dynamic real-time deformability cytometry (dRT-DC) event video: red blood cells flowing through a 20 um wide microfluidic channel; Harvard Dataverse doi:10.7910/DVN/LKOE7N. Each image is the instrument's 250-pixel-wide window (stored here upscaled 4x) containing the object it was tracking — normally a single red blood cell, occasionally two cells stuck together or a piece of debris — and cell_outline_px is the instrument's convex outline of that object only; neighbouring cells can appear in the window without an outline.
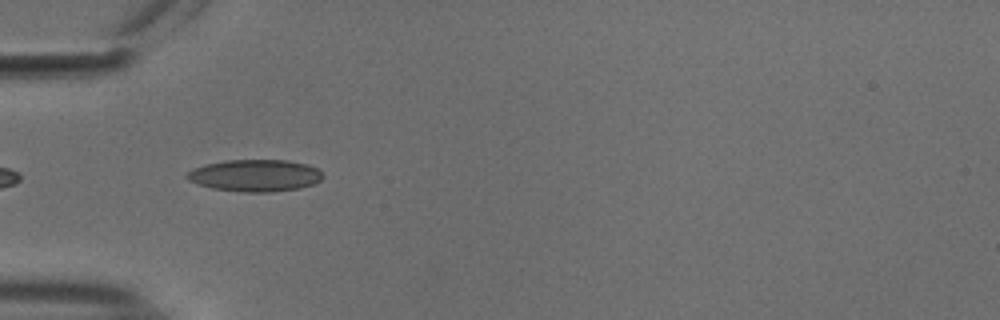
{"species": "common noctule bat (a hibernating species)", "species_latin": "Nyctalus noctula", "temperature_condition": "cold", "stored_images_in_passage": 5, "camera_frame_rate_fps": 3000, "um_per_image_px": 0.085, "animal": {"sex": "male", "body_mass_g": 18.8}, "frame": {"image": 1, "passage_image": 2, "time_ms": 0.333, "image_size_px": [1000, 320], "cell_outline_px": [[324, 176], [316, 184], [300, 188], [272, 192], [244, 192], [212, 188], [196, 184], [188, 180], [184, 176], [192, 168], [204, 164], [228, 160], [288, 160], [308, 164], [316, 168]], "centroid_in_image_um": [21.67, 14.92], "position_along_channel_um": 63.3, "area_um2": 25.55}}
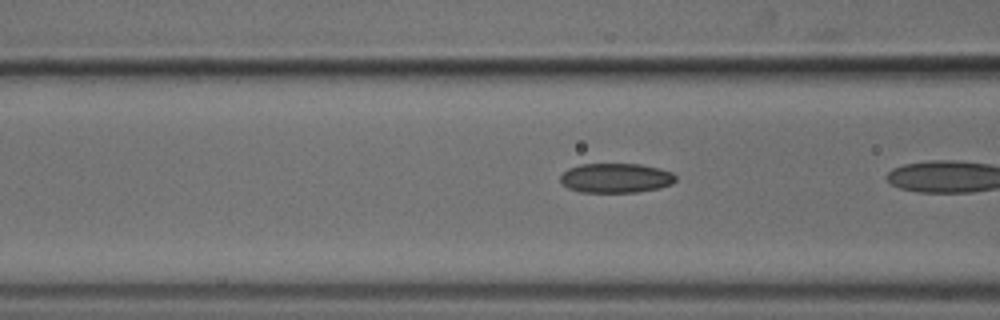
{"frame": {"image": 2, "passage_image": 4, "time_ms": 1.0, "image_size_px": [1000, 320], "cell_outline_px": [[676, 180], [672, 184], [660, 188], [636, 192], [580, 192], [568, 188], [560, 184], [560, 176], [568, 168], [580, 164], [640, 164], [672, 172], [676, 176]], "centroid_in_image_um": [52.32, 15.13], "position_along_channel_um": 114.3, "area_um2": 19.94}}